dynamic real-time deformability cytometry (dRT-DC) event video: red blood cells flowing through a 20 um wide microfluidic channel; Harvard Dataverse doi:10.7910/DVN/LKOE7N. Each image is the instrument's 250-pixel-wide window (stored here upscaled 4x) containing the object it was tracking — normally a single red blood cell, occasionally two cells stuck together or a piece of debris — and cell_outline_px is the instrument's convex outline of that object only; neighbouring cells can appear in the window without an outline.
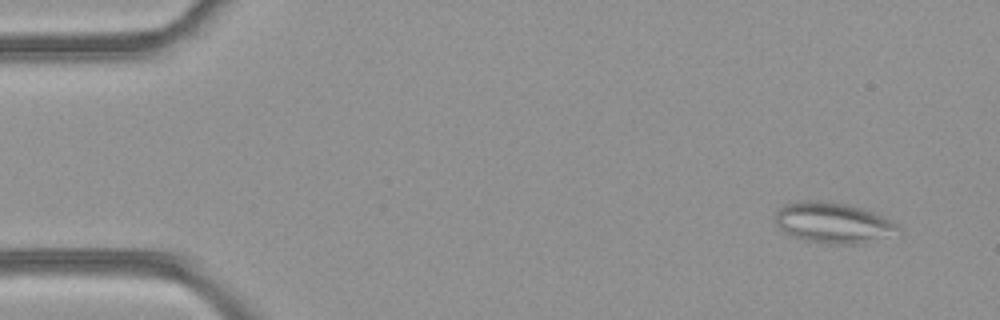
{"species": "common noctule bat (a hibernating species)", "species_latin": "Nyctalus noctula", "temperature_condition": "room temperature", "stored_images_in_passage": 51, "camera_frame_rate_fps": 3000, "um_per_image_px": 0.085, "animal": {"sex": "female", "body_mass_g": 21.9}, "frame": {"image": 1, "passage_image": 4, "time_ms": 1.0, "image_size_px": [1000, 320], "cell_outline_px": [[900, 232], [860, 244], [832, 244], [804, 240], [784, 232], [776, 224], [776, 212], [784, 204], [796, 200], [820, 200], [848, 204], [864, 208], [884, 216], [900, 224]], "centroid_in_image_um": [70.84, 18.91], "position_along_channel_um": 14.2, "area_um2": 29.42}}
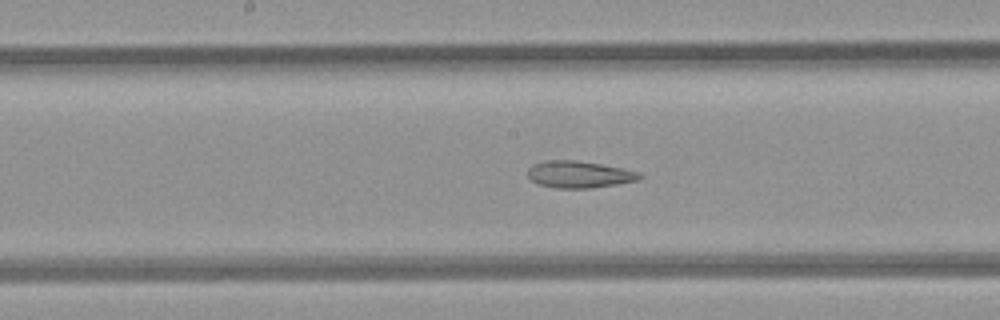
{"frame": {"image": 2, "passage_image": 26, "time_ms": 8.333, "image_size_px": [1000, 320], "cell_outline_px": [[644, 176], [636, 180], [616, 184], [592, 188], [556, 188], [540, 184], [532, 180], [528, 176], [528, 168], [532, 164], [544, 160], [576, 160], [600, 164], [640, 172]], "centroid_in_image_um": [49.2, 14.82], "position_along_channel_um": 199.0, "area_um2": 17.4}}
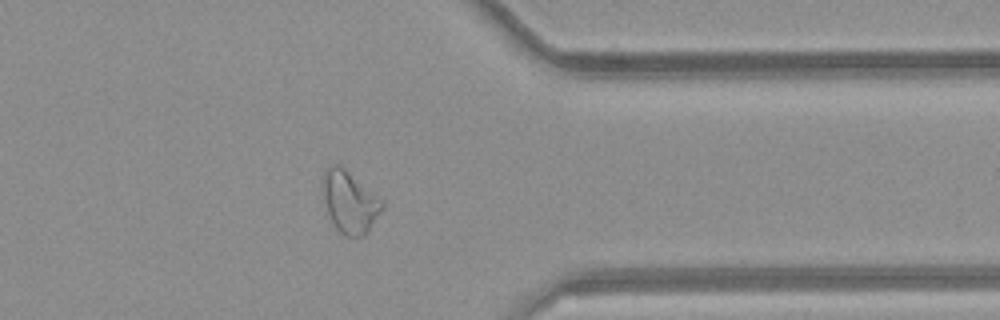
{"frame": {"image": 3, "passage_image": 40, "time_ms": 13.0, "image_size_px": [1000, 320], "cell_outline_px": [[384, 208], [368, 232], [364, 236], [344, 236], [336, 228], [328, 212], [320, 192], [320, 180], [324, 172], [332, 164], [340, 164], [384, 200]], "centroid_in_image_um": [29.71, 17.14], "position_along_channel_um": 381.7, "area_um2": 21.96}}